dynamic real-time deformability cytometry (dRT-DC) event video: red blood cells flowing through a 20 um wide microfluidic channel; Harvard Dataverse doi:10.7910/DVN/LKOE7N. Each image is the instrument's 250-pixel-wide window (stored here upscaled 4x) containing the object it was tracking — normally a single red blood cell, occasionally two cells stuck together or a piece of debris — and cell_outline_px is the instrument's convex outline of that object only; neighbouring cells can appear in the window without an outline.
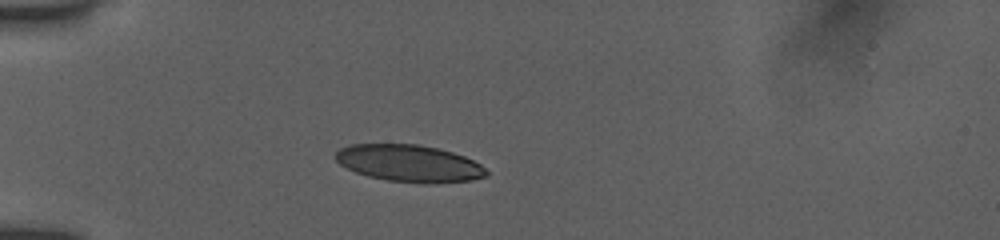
{"species": "human", "species_latin": "Homo sapiens", "temperature_condition": "room temperature", "stored_images_in_passage": 38, "camera_frame_rate_fps": 3000, "um_per_image_px": 0.085, "donor": {"sex": "female"}, "frame": {"image": 1, "passage_image": 1, "time_ms": 0.0, "image_size_px": [1000, 240], "cell_outline_px": [[488, 172], [484, 176], [472, 180], [424, 184], [388, 180], [368, 176], [356, 172], [340, 164], [336, 160], [336, 152], [340, 148], [352, 144], [420, 144], [452, 152], [464, 156], [480, 164]], "centroid_in_image_um": [34.77, 13.88], "position_along_channel_um": 50.2, "area_um2": 32.31}}
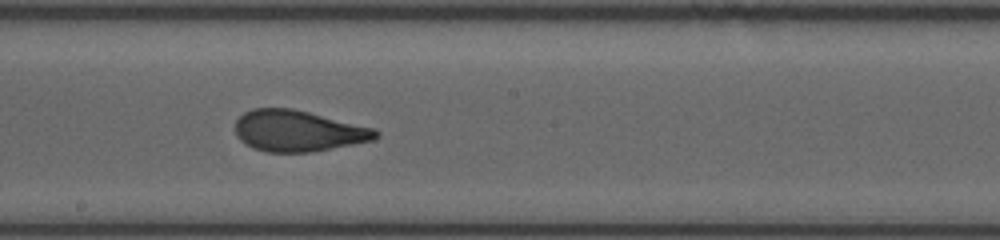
{"frame": {"image": 2, "passage_image": 16, "time_ms": 5.0, "image_size_px": [1000, 240], "cell_outline_px": [[380, 136], [376, 140], [312, 152], [264, 152], [252, 148], [244, 144], [236, 136], [236, 120], [244, 112], [252, 108], [292, 108], [376, 128], [380, 132]], "centroid_in_image_um": [25.36, 11.13], "position_along_channel_um": 222.8, "area_um2": 34.1}}
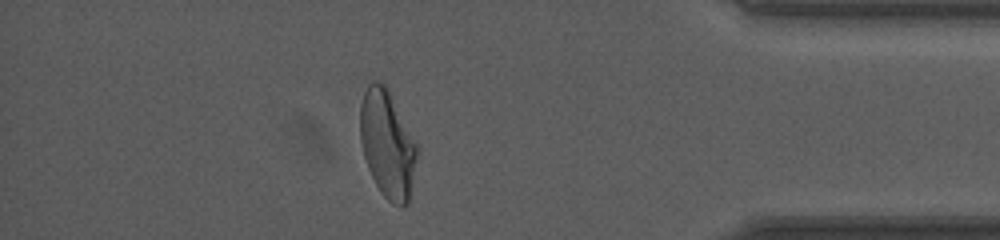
{"frame": {"image": 3, "passage_image": 32, "time_ms": 10.333, "image_size_px": [1000, 240], "cell_outline_px": [[420, 148], [408, 204], [392, 204], [380, 192], [368, 168], [364, 156], [360, 140], [360, 104], [364, 92], [368, 84], [376, 80], [384, 84]], "centroid_in_image_um": [32.94, 12.26], "position_along_channel_um": 402.3, "area_um2": 35.55}, "authors_computed_cell_mechanics": {"area_um2": 34.4777, "velocity_mm_per_s": 3.9143, "shape_relaxation_time_tau1_ms": 4.8124, "shape_relaxation_time_tau2_ms": 0.8514, "deformation_change_tau1": 0.1669, "deformation_change_tau2": 0.0593}}